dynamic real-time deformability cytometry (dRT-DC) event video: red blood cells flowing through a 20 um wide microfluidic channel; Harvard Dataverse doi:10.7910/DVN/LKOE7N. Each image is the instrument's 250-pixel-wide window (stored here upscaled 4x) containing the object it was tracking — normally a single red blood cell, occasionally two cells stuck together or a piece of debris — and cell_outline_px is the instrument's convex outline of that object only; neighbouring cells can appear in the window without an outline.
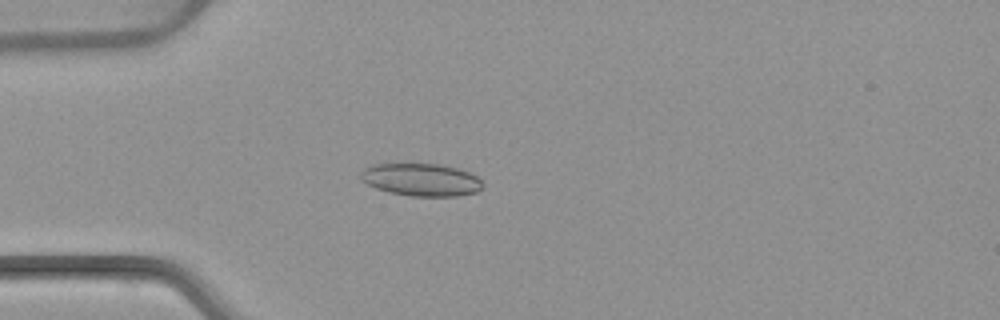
{"species": "common noctule bat (a hibernating species)", "species_latin": "Nyctalus noctula", "temperature_condition": "warm", "stored_images_in_passage": 53, "camera_frame_rate_fps": 3000, "um_per_image_px": 0.085, "animal": {"sex": "female", "body_mass_g": 22.7, "forearm_length_mm": 54.2}, "frame": {"image": 1, "passage_image": 15, "time_ms": 4.667, "image_size_px": [1000, 320], "cell_outline_px": [[484, 184], [476, 192], [456, 196], [412, 196], [388, 192], [376, 188], [360, 180], [360, 172], [364, 168], [372, 164], [440, 164], [456, 168], [468, 172], [476, 176]], "centroid_in_image_um": [35.77, 15.27], "position_along_channel_um": 49.2, "area_um2": 23.12}}
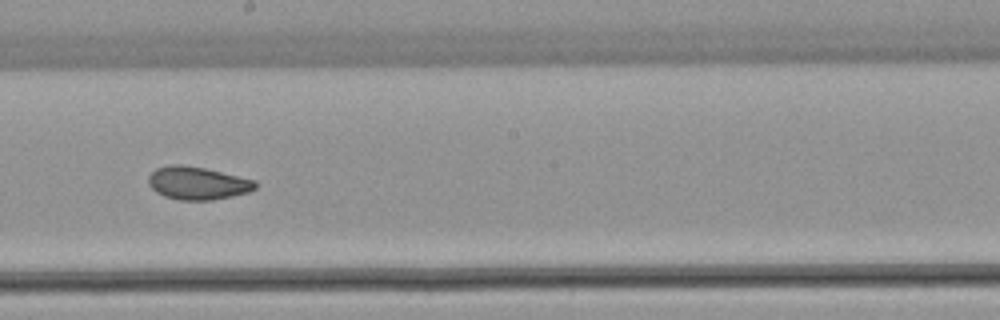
{"frame": {"image": 2, "passage_image": 30, "time_ms": 9.667, "image_size_px": [1000, 320], "cell_outline_px": [[256, 188], [248, 192], [232, 196], [212, 200], [180, 200], [164, 196], [156, 192], [148, 184], [148, 176], [156, 168], [168, 164], [180, 164], [204, 168], [256, 180]], "centroid_in_image_um": [16.77, 15.56], "position_along_channel_um": 231.4, "area_um2": 20.52}}
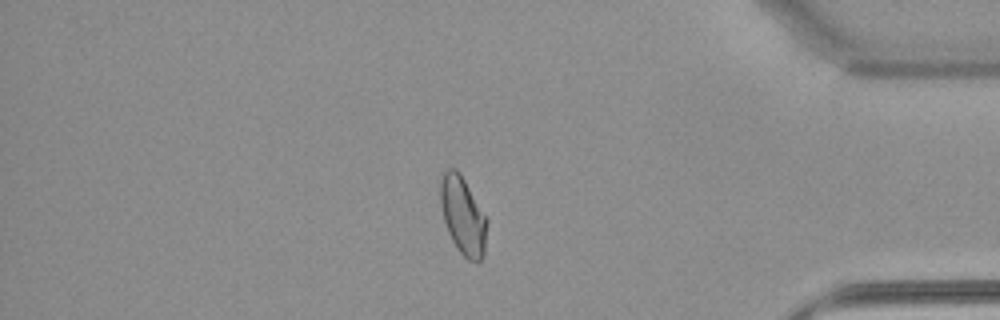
{"frame": {"image": 3, "passage_image": 45, "time_ms": 14.667, "image_size_px": [1000, 320], "cell_outline_px": [[488, 220], [484, 256], [480, 260], [468, 260], [456, 248], [448, 232], [444, 220], [440, 204], [440, 180], [444, 172], [448, 168], [456, 168], [460, 172]], "centroid_in_image_um": [39.35, 18.32], "position_along_channel_um": 395.9, "area_um2": 21.15}, "authors_computed_cell_mechanics": {"area_um2": 21.7328, "velocity_mm_per_s": 3.9029, "shape_relaxation_time_tau1_ms": null, "shape_relaxation_time_tau2_ms": 1.9398, "deformation_change_tau1": null, "deformation_change_tau2": 0.0695}}